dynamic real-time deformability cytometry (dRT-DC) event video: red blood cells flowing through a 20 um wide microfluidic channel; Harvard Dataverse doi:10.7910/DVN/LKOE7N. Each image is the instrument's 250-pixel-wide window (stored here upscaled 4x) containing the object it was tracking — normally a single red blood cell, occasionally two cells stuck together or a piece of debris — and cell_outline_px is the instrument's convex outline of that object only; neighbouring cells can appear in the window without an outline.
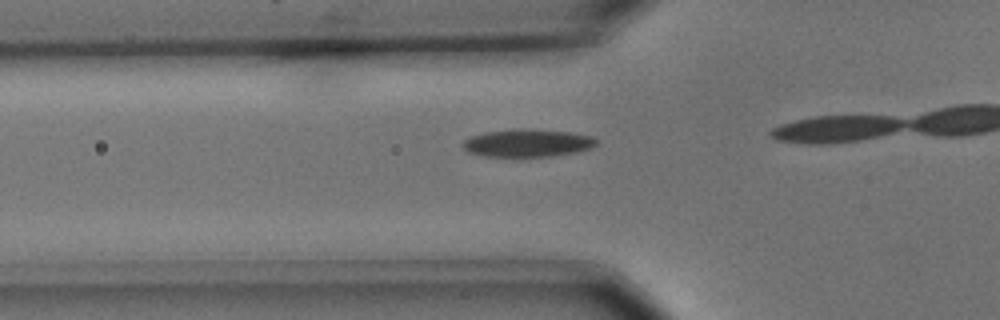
{"species": "common noctule bat (a hibernating species)", "species_latin": "Nyctalus noctula", "temperature_condition": "cold", "stored_images_in_passage": 20, "camera_frame_rate_fps": 3000, "um_per_image_px": 0.085, "animal": {"sex": "male", "body_mass_g": 15.6}, "frame": {"image": 1, "passage_image": 15, "time_ms": 4.667, "image_size_px": [1000, 320], "cell_outline_px": [[596, 144], [592, 148], [552, 156], [484, 156], [468, 152], [460, 144], [464, 140], [472, 136], [484, 132], [516, 128], [520, 128], [572, 132], [592, 136], [596, 140]], "centroid_in_image_um": [44.81, 12.14], "position_along_channel_um": 81.0, "area_um2": 21.5}}